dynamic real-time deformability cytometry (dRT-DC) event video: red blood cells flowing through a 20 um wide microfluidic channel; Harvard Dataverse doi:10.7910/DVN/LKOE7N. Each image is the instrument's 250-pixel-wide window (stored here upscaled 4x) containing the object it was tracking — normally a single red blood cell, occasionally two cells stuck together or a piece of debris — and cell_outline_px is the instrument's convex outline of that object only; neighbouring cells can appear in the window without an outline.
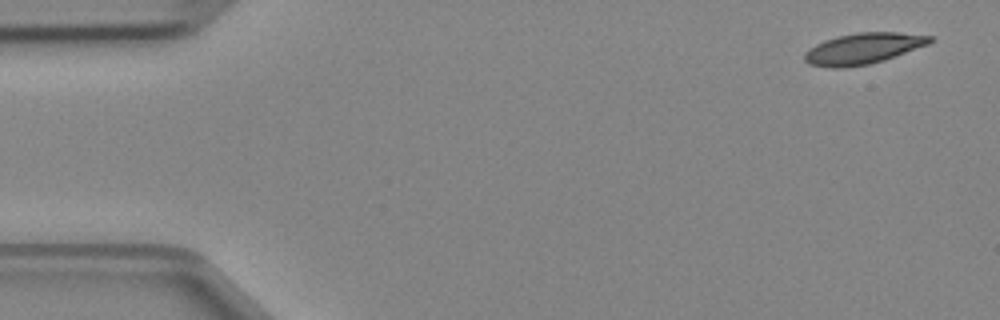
{"species": "Egyptian fruit bat (a non-hibernating species)", "species_latin": "Rousettus aegyptiacus", "temperature_condition": "cold", "stored_images_in_passage": 4, "segment_of_instrument_passage": [2, 2], "camera_frame_rate_fps": 3000, "um_per_image_px": 0.085, "animal": {"sex": "female"}, "frame": {"image": 1, "passage_image": 4, "time_ms": 1.0, "image_size_px": [1000, 320], "cell_outline_px": [[936, 40], [928, 44], [884, 60], [868, 64], [844, 68], [828, 68], [808, 64], [804, 60], [804, 52], [808, 48], [824, 40], [836, 36], [856, 32], [900, 32], [932, 36]], "centroid_in_image_um": [73.33, 4.12], "position_along_channel_um": 11.7, "area_um2": 22.89}}